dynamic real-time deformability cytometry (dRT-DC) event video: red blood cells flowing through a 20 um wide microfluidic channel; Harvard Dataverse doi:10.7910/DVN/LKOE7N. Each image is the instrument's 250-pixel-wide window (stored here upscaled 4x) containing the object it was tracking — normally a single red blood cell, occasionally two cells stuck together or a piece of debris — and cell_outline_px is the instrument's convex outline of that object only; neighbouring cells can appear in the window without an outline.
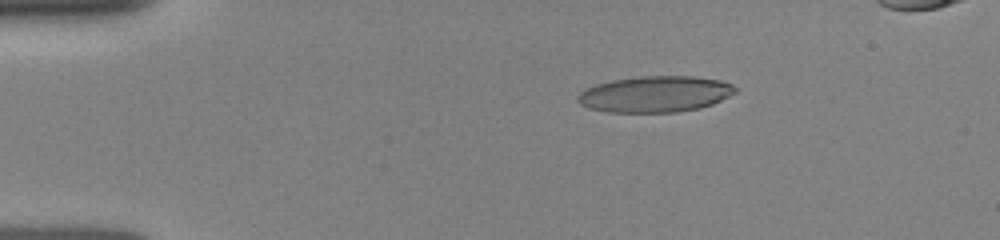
{"species": "human", "species_latin": "Homo sapiens", "temperature_condition": "room temperature", "stored_images_in_passage": 6, "camera_frame_rate_fps": 3000, "um_per_image_px": 0.085, "donor": {"sex": "female"}, "frame": {"image": 1, "passage_image": 4, "time_ms": 2.333, "image_size_px": [1000, 240], "cell_outline_px": [[736, 92], [712, 104], [700, 108], [676, 112], [608, 112], [588, 108], [580, 104], [576, 100], [576, 96], [580, 92], [596, 84], [612, 80], [640, 76], [692, 76], [720, 80], [732, 84], [736, 88]], "centroid_in_image_um": [55.66, 8.0], "position_along_channel_um": 29.3, "area_um2": 33.18}}